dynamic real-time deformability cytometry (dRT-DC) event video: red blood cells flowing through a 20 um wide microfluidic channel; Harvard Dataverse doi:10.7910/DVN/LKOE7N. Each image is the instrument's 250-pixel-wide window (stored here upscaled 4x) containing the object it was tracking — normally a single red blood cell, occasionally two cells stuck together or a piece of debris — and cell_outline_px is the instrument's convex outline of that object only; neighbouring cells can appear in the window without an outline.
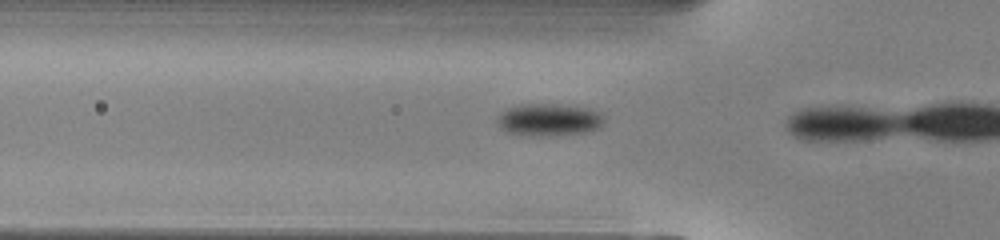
{"species": "common noctule bat (a hibernating species)", "species_latin": "Nyctalus noctula", "temperature_condition": "warm", "stored_images_in_passage": 6, "camera_frame_rate_fps": 3000, "um_per_image_px": 0.085, "animal": {"sex": "male", "body_mass_g": 13.0, "forearm_length_mm": 53.1}, "frame": {"image": 1, "passage_image": 5, "time_ms": 1.333, "image_size_px": [1000, 240], "cell_outline_px": [[604, 124], [600, 128], [592, 132], [544, 136], [528, 136], [508, 132], [500, 128], [496, 120], [496, 116], [508, 108], [520, 104], [556, 104], [588, 108], [600, 112], [604, 116]], "centroid_in_image_um": [46.69, 10.19], "position_along_channel_um": 79.1, "area_um2": 20.52}}